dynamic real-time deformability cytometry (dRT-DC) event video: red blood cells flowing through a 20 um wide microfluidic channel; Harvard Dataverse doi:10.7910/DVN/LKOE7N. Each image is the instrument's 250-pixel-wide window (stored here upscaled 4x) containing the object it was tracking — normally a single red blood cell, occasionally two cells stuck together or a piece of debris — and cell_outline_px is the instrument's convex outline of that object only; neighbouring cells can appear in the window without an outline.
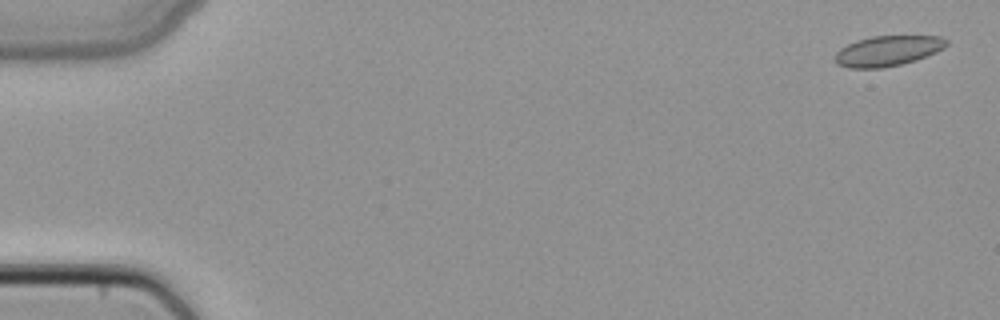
{"species": "common noctule bat (a hibernating species)", "species_latin": "Nyctalus noctula", "temperature_condition": "cold", "stored_images_in_passage": 4, "camera_frame_rate_fps": 3000, "um_per_image_px": 0.085, "animal": {"sex": "female", "body_mass_g": 22.7, "forearm_length_mm": 54.2}, "frame": {"image": 1, "passage_image": 1, "time_ms": 0.0, "image_size_px": [1000, 320], "cell_outline_px": [[948, 44], [944, 48], [936, 52], [916, 60], [884, 68], [848, 68], [836, 64], [832, 56], [840, 48], [856, 40], [872, 36], [940, 36], [948, 40]], "centroid_in_image_um": [75.42, 4.33], "position_along_channel_um": 9.6, "area_um2": 19.88}}